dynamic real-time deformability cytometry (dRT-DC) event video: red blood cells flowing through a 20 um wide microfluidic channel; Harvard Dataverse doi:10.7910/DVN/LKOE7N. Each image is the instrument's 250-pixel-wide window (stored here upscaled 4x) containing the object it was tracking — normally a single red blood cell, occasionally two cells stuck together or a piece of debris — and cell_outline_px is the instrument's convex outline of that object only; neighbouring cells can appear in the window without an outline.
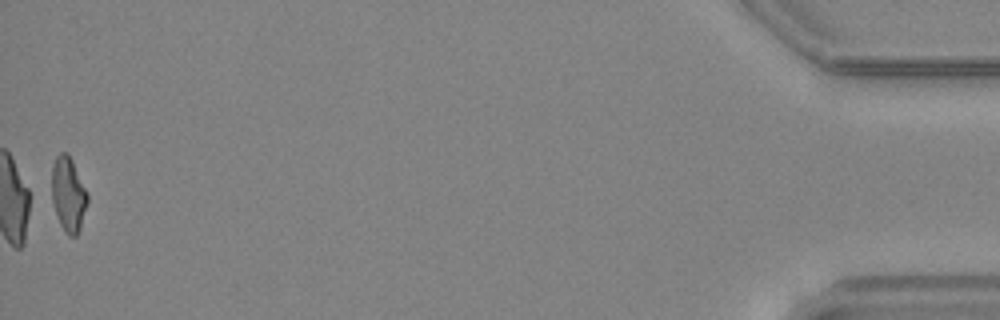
{"species": "common noctule bat (a hibernating species)", "species_latin": "Nyctalus noctula", "temperature_condition": "warm", "stored_images_in_passage": 42, "segment_of_instrument_passage": [2, 2], "camera_frame_rate_fps": 3000, "um_per_image_px": 0.085, "animal": {"sex": "female", "body_mass_g": 24.6, "forearm_length_mm": 56.2}, "frame": {"image": 1, "passage_image": 42, "time_ms": 13.667, "image_size_px": [1000, 320], "cell_outline_px": [[88, 200], [80, 228], [76, 236], [68, 236], [64, 232], [60, 224], [52, 200], [52, 164], [56, 156], [60, 152], [68, 152], [88, 192]], "centroid_in_image_um": [5.81, 16.49], "position_along_channel_um": 429.4, "area_um2": 15.61}}